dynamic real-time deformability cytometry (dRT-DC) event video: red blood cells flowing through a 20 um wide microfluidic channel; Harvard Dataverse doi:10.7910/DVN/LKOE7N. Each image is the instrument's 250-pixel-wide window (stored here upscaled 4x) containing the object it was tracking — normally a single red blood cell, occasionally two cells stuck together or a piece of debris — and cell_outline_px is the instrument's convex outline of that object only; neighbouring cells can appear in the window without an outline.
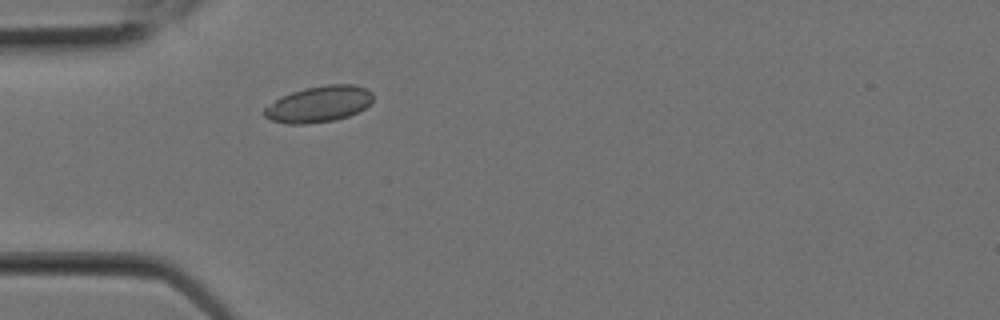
{"species": "Egyptian fruit bat (a non-hibernating species)", "species_latin": "Rousettus aegyptiacus", "temperature_condition": "room temperature", "stored_images_in_passage": 2, "camera_frame_rate_fps": 3000, "um_per_image_px": 0.085, "animal": {"sex": "female"}, "frame": {"image": 1, "passage_image": 2, "time_ms": 0.333, "image_size_px": [1000, 320], "cell_outline_px": [[372, 100], [364, 108], [348, 116], [336, 120], [304, 124], [288, 124], [272, 120], [264, 116], [264, 108], [280, 96], [304, 88], [328, 84], [352, 84], [364, 88], [372, 92]], "centroid_in_image_um": [27.08, 8.85], "position_along_channel_um": 57.9, "area_um2": 22.77}}